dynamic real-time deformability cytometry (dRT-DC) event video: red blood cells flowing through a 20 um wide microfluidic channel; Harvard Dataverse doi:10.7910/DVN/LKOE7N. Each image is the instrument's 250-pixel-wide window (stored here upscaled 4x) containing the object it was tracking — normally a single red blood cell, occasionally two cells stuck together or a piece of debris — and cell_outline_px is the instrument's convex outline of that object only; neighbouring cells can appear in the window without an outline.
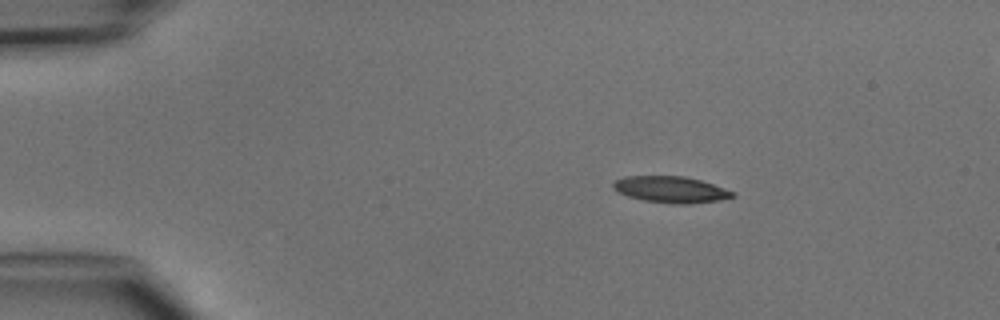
{"species": "common noctule bat (a hibernating species)", "species_latin": "Nyctalus noctula", "temperature_condition": "cold", "stored_images_in_passage": 4, "camera_frame_rate_fps": 3000, "um_per_image_px": 0.085, "animal": {"sex": "male", "body_mass_g": 15.6}, "frame": {"image": 1, "passage_image": 1, "time_ms": 0.0, "image_size_px": [1000, 320], "cell_outline_px": [[736, 196], [720, 200], [688, 204], [672, 204], [644, 200], [628, 196], [616, 192], [612, 188], [612, 184], [616, 180], [624, 176], [684, 176], [700, 180], [736, 192]], "centroid_in_image_um": [57.01, 16.11], "position_along_channel_um": 28.0, "area_um2": 18.44}}
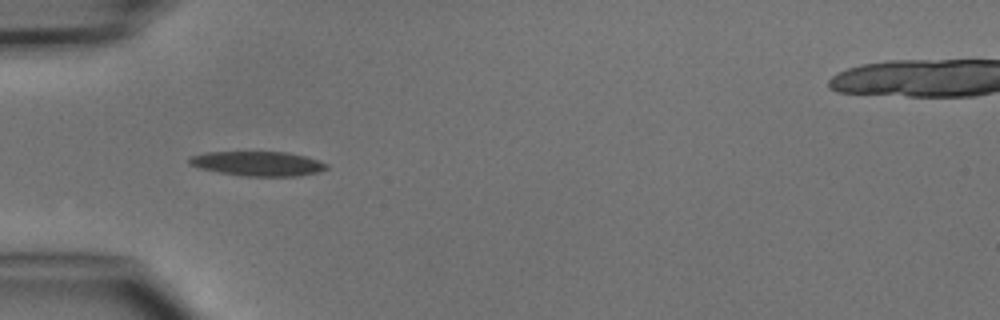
{"frame": {"image": 2, "passage_image": 3, "time_ms": 2.333, "image_size_px": [1000, 320], "cell_outline_px": [[328, 168], [320, 172], [296, 176], [244, 176], [196, 168], [188, 164], [188, 156], [204, 152], [288, 152], [304, 156], [328, 164]], "centroid_in_image_um": [21.86, 13.9], "position_along_channel_um": 63.1, "area_um2": 19.77}}